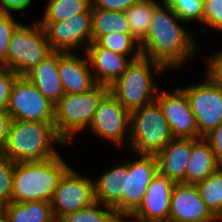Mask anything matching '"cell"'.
<instances>
[{
  "instance_id": "7a4b0ae2",
  "label": "cell",
  "mask_w": 222,
  "mask_h": 222,
  "mask_svg": "<svg viewBox=\"0 0 222 222\" xmlns=\"http://www.w3.org/2000/svg\"><path fill=\"white\" fill-rule=\"evenodd\" d=\"M55 142L66 144L54 123L11 120L1 153L13 163L44 161L59 153Z\"/></svg>"
},
{
  "instance_id": "8992f818",
  "label": "cell",
  "mask_w": 222,
  "mask_h": 222,
  "mask_svg": "<svg viewBox=\"0 0 222 222\" xmlns=\"http://www.w3.org/2000/svg\"><path fill=\"white\" fill-rule=\"evenodd\" d=\"M129 130L130 147L137 155H155L174 138L156 100L131 112Z\"/></svg>"
},
{
  "instance_id": "6da1fadb",
  "label": "cell",
  "mask_w": 222,
  "mask_h": 222,
  "mask_svg": "<svg viewBox=\"0 0 222 222\" xmlns=\"http://www.w3.org/2000/svg\"><path fill=\"white\" fill-rule=\"evenodd\" d=\"M178 21L184 22L169 5L158 3L154 7L149 29L139 42L142 56L165 69L179 68L188 57H194V34L185 30Z\"/></svg>"
},
{
  "instance_id": "4316f807",
  "label": "cell",
  "mask_w": 222,
  "mask_h": 222,
  "mask_svg": "<svg viewBox=\"0 0 222 222\" xmlns=\"http://www.w3.org/2000/svg\"><path fill=\"white\" fill-rule=\"evenodd\" d=\"M196 185L202 200L217 218L222 213V166Z\"/></svg>"
},
{
  "instance_id": "ab89813d",
  "label": "cell",
  "mask_w": 222,
  "mask_h": 222,
  "mask_svg": "<svg viewBox=\"0 0 222 222\" xmlns=\"http://www.w3.org/2000/svg\"><path fill=\"white\" fill-rule=\"evenodd\" d=\"M0 222H9L5 212L0 208Z\"/></svg>"
},
{
  "instance_id": "f1b7e54d",
  "label": "cell",
  "mask_w": 222,
  "mask_h": 222,
  "mask_svg": "<svg viewBox=\"0 0 222 222\" xmlns=\"http://www.w3.org/2000/svg\"><path fill=\"white\" fill-rule=\"evenodd\" d=\"M96 42L101 47L109 49L117 54L130 56V59L133 60L142 56L139 41H137L132 34L110 33L108 35L101 36ZM131 53H133V55Z\"/></svg>"
},
{
  "instance_id": "9a60e30c",
  "label": "cell",
  "mask_w": 222,
  "mask_h": 222,
  "mask_svg": "<svg viewBox=\"0 0 222 222\" xmlns=\"http://www.w3.org/2000/svg\"><path fill=\"white\" fill-rule=\"evenodd\" d=\"M169 220L174 222H217L202 200L196 184L175 183L171 193Z\"/></svg>"
},
{
  "instance_id": "f546056e",
  "label": "cell",
  "mask_w": 222,
  "mask_h": 222,
  "mask_svg": "<svg viewBox=\"0 0 222 222\" xmlns=\"http://www.w3.org/2000/svg\"><path fill=\"white\" fill-rule=\"evenodd\" d=\"M203 1L204 0H162L169 5L176 15L186 22L201 21L203 23Z\"/></svg>"
},
{
  "instance_id": "ffe728a7",
  "label": "cell",
  "mask_w": 222,
  "mask_h": 222,
  "mask_svg": "<svg viewBox=\"0 0 222 222\" xmlns=\"http://www.w3.org/2000/svg\"><path fill=\"white\" fill-rule=\"evenodd\" d=\"M93 182L96 202L110 206L122 218V198L125 192V177L128 174V161L108 168Z\"/></svg>"
},
{
  "instance_id": "8d00e7d4",
  "label": "cell",
  "mask_w": 222,
  "mask_h": 222,
  "mask_svg": "<svg viewBox=\"0 0 222 222\" xmlns=\"http://www.w3.org/2000/svg\"><path fill=\"white\" fill-rule=\"evenodd\" d=\"M205 138L210 142L217 160L222 164V123L214 128Z\"/></svg>"
},
{
  "instance_id": "4dcf8cb0",
  "label": "cell",
  "mask_w": 222,
  "mask_h": 222,
  "mask_svg": "<svg viewBox=\"0 0 222 222\" xmlns=\"http://www.w3.org/2000/svg\"><path fill=\"white\" fill-rule=\"evenodd\" d=\"M14 163L0 152V208L12 202Z\"/></svg>"
},
{
  "instance_id": "484cf974",
  "label": "cell",
  "mask_w": 222,
  "mask_h": 222,
  "mask_svg": "<svg viewBox=\"0 0 222 222\" xmlns=\"http://www.w3.org/2000/svg\"><path fill=\"white\" fill-rule=\"evenodd\" d=\"M92 0H49L44 16L38 22H59L75 14L87 12Z\"/></svg>"
},
{
  "instance_id": "8fae6325",
  "label": "cell",
  "mask_w": 222,
  "mask_h": 222,
  "mask_svg": "<svg viewBox=\"0 0 222 222\" xmlns=\"http://www.w3.org/2000/svg\"><path fill=\"white\" fill-rule=\"evenodd\" d=\"M39 24L45 32L52 51L73 52L83 43L88 47L92 42L91 8L64 21L39 22Z\"/></svg>"
},
{
  "instance_id": "83f0119b",
  "label": "cell",
  "mask_w": 222,
  "mask_h": 222,
  "mask_svg": "<svg viewBox=\"0 0 222 222\" xmlns=\"http://www.w3.org/2000/svg\"><path fill=\"white\" fill-rule=\"evenodd\" d=\"M119 219L112 207L94 201L83 209L64 215L57 222H117Z\"/></svg>"
},
{
  "instance_id": "d590c367",
  "label": "cell",
  "mask_w": 222,
  "mask_h": 222,
  "mask_svg": "<svg viewBox=\"0 0 222 222\" xmlns=\"http://www.w3.org/2000/svg\"><path fill=\"white\" fill-rule=\"evenodd\" d=\"M139 0H92L95 8L112 12H125Z\"/></svg>"
},
{
  "instance_id": "603a6c76",
  "label": "cell",
  "mask_w": 222,
  "mask_h": 222,
  "mask_svg": "<svg viewBox=\"0 0 222 222\" xmlns=\"http://www.w3.org/2000/svg\"><path fill=\"white\" fill-rule=\"evenodd\" d=\"M1 209L9 222H57L47 201L10 202Z\"/></svg>"
},
{
  "instance_id": "30bf717a",
  "label": "cell",
  "mask_w": 222,
  "mask_h": 222,
  "mask_svg": "<svg viewBox=\"0 0 222 222\" xmlns=\"http://www.w3.org/2000/svg\"><path fill=\"white\" fill-rule=\"evenodd\" d=\"M206 79L204 83L181 88L188 98L202 137L222 123V88L208 77Z\"/></svg>"
},
{
  "instance_id": "5bb4252c",
  "label": "cell",
  "mask_w": 222,
  "mask_h": 222,
  "mask_svg": "<svg viewBox=\"0 0 222 222\" xmlns=\"http://www.w3.org/2000/svg\"><path fill=\"white\" fill-rule=\"evenodd\" d=\"M139 159L128 161L125 192L122 198V218L129 217L142 203L154 175L158 172L154 155L139 154Z\"/></svg>"
},
{
  "instance_id": "d4e9b609",
  "label": "cell",
  "mask_w": 222,
  "mask_h": 222,
  "mask_svg": "<svg viewBox=\"0 0 222 222\" xmlns=\"http://www.w3.org/2000/svg\"><path fill=\"white\" fill-rule=\"evenodd\" d=\"M158 4L156 0H139L125 11L132 36L141 41L150 26L154 7Z\"/></svg>"
},
{
  "instance_id": "4fadbf2b",
  "label": "cell",
  "mask_w": 222,
  "mask_h": 222,
  "mask_svg": "<svg viewBox=\"0 0 222 222\" xmlns=\"http://www.w3.org/2000/svg\"><path fill=\"white\" fill-rule=\"evenodd\" d=\"M173 92V93H172ZM172 92H159L156 101L160 104L174 138L198 139L195 116L185 92L178 88Z\"/></svg>"
},
{
  "instance_id": "60d3db41",
  "label": "cell",
  "mask_w": 222,
  "mask_h": 222,
  "mask_svg": "<svg viewBox=\"0 0 222 222\" xmlns=\"http://www.w3.org/2000/svg\"><path fill=\"white\" fill-rule=\"evenodd\" d=\"M222 222V213L217 217V222Z\"/></svg>"
},
{
  "instance_id": "e575fe53",
  "label": "cell",
  "mask_w": 222,
  "mask_h": 222,
  "mask_svg": "<svg viewBox=\"0 0 222 222\" xmlns=\"http://www.w3.org/2000/svg\"><path fill=\"white\" fill-rule=\"evenodd\" d=\"M207 77L217 86L222 88V51L208 57Z\"/></svg>"
},
{
  "instance_id": "7c38bea8",
  "label": "cell",
  "mask_w": 222,
  "mask_h": 222,
  "mask_svg": "<svg viewBox=\"0 0 222 222\" xmlns=\"http://www.w3.org/2000/svg\"><path fill=\"white\" fill-rule=\"evenodd\" d=\"M130 116L131 112L108 91L99 101L89 128L93 134L122 147L126 134L129 139Z\"/></svg>"
},
{
  "instance_id": "836d02e7",
  "label": "cell",
  "mask_w": 222,
  "mask_h": 222,
  "mask_svg": "<svg viewBox=\"0 0 222 222\" xmlns=\"http://www.w3.org/2000/svg\"><path fill=\"white\" fill-rule=\"evenodd\" d=\"M20 75L0 66V110H6L13 86Z\"/></svg>"
},
{
  "instance_id": "44dd1931",
  "label": "cell",
  "mask_w": 222,
  "mask_h": 222,
  "mask_svg": "<svg viewBox=\"0 0 222 222\" xmlns=\"http://www.w3.org/2000/svg\"><path fill=\"white\" fill-rule=\"evenodd\" d=\"M59 52L53 51L25 76L54 105L64 95L58 72Z\"/></svg>"
},
{
  "instance_id": "f35d334b",
  "label": "cell",
  "mask_w": 222,
  "mask_h": 222,
  "mask_svg": "<svg viewBox=\"0 0 222 222\" xmlns=\"http://www.w3.org/2000/svg\"><path fill=\"white\" fill-rule=\"evenodd\" d=\"M11 120V116L6 110H0V152L4 147Z\"/></svg>"
},
{
  "instance_id": "b9f144b4",
  "label": "cell",
  "mask_w": 222,
  "mask_h": 222,
  "mask_svg": "<svg viewBox=\"0 0 222 222\" xmlns=\"http://www.w3.org/2000/svg\"><path fill=\"white\" fill-rule=\"evenodd\" d=\"M154 222H174V221H171V220H161V221H154Z\"/></svg>"
},
{
  "instance_id": "ac0fdd59",
  "label": "cell",
  "mask_w": 222,
  "mask_h": 222,
  "mask_svg": "<svg viewBox=\"0 0 222 222\" xmlns=\"http://www.w3.org/2000/svg\"><path fill=\"white\" fill-rule=\"evenodd\" d=\"M91 70L87 56L82 59L77 53L59 52L58 72L64 94H79L94 88L97 83Z\"/></svg>"
},
{
  "instance_id": "1f68e13d",
  "label": "cell",
  "mask_w": 222,
  "mask_h": 222,
  "mask_svg": "<svg viewBox=\"0 0 222 222\" xmlns=\"http://www.w3.org/2000/svg\"><path fill=\"white\" fill-rule=\"evenodd\" d=\"M21 23L14 20L11 13L0 12V66L7 68V51L14 31Z\"/></svg>"
},
{
  "instance_id": "d6a6232c",
  "label": "cell",
  "mask_w": 222,
  "mask_h": 222,
  "mask_svg": "<svg viewBox=\"0 0 222 222\" xmlns=\"http://www.w3.org/2000/svg\"><path fill=\"white\" fill-rule=\"evenodd\" d=\"M222 31V0L203 1V24Z\"/></svg>"
},
{
  "instance_id": "7402d4cb",
  "label": "cell",
  "mask_w": 222,
  "mask_h": 222,
  "mask_svg": "<svg viewBox=\"0 0 222 222\" xmlns=\"http://www.w3.org/2000/svg\"><path fill=\"white\" fill-rule=\"evenodd\" d=\"M221 166L210 142L205 137L192 139V152L185 171V183L197 184Z\"/></svg>"
},
{
  "instance_id": "3957f363",
  "label": "cell",
  "mask_w": 222,
  "mask_h": 222,
  "mask_svg": "<svg viewBox=\"0 0 222 222\" xmlns=\"http://www.w3.org/2000/svg\"><path fill=\"white\" fill-rule=\"evenodd\" d=\"M68 168L59 153L44 161L14 163L12 202H51L58 181Z\"/></svg>"
},
{
  "instance_id": "e0dca14e",
  "label": "cell",
  "mask_w": 222,
  "mask_h": 222,
  "mask_svg": "<svg viewBox=\"0 0 222 222\" xmlns=\"http://www.w3.org/2000/svg\"><path fill=\"white\" fill-rule=\"evenodd\" d=\"M84 50L96 83L106 86L116 81L133 60L101 47L97 42H91Z\"/></svg>"
},
{
  "instance_id": "9c48e42d",
  "label": "cell",
  "mask_w": 222,
  "mask_h": 222,
  "mask_svg": "<svg viewBox=\"0 0 222 222\" xmlns=\"http://www.w3.org/2000/svg\"><path fill=\"white\" fill-rule=\"evenodd\" d=\"M94 201L93 181L69 167L59 179L50 204L53 216L58 221L64 215L83 209Z\"/></svg>"
},
{
  "instance_id": "52a82bcc",
  "label": "cell",
  "mask_w": 222,
  "mask_h": 222,
  "mask_svg": "<svg viewBox=\"0 0 222 222\" xmlns=\"http://www.w3.org/2000/svg\"><path fill=\"white\" fill-rule=\"evenodd\" d=\"M34 26L20 24L7 51V69L26 75L53 51L38 20Z\"/></svg>"
},
{
  "instance_id": "2e32d148",
  "label": "cell",
  "mask_w": 222,
  "mask_h": 222,
  "mask_svg": "<svg viewBox=\"0 0 222 222\" xmlns=\"http://www.w3.org/2000/svg\"><path fill=\"white\" fill-rule=\"evenodd\" d=\"M175 182L157 172L150 182L140 206L129 216L134 222L169 220L171 193Z\"/></svg>"
},
{
  "instance_id": "277c9868",
  "label": "cell",
  "mask_w": 222,
  "mask_h": 222,
  "mask_svg": "<svg viewBox=\"0 0 222 222\" xmlns=\"http://www.w3.org/2000/svg\"><path fill=\"white\" fill-rule=\"evenodd\" d=\"M152 70L158 75L166 69L143 56L132 60L125 72L109 86V92L130 112L155 101L159 89Z\"/></svg>"
},
{
  "instance_id": "ba28073f",
  "label": "cell",
  "mask_w": 222,
  "mask_h": 222,
  "mask_svg": "<svg viewBox=\"0 0 222 222\" xmlns=\"http://www.w3.org/2000/svg\"><path fill=\"white\" fill-rule=\"evenodd\" d=\"M54 107L25 75H20L13 86L6 111L12 120L54 123Z\"/></svg>"
},
{
  "instance_id": "74e56055",
  "label": "cell",
  "mask_w": 222,
  "mask_h": 222,
  "mask_svg": "<svg viewBox=\"0 0 222 222\" xmlns=\"http://www.w3.org/2000/svg\"><path fill=\"white\" fill-rule=\"evenodd\" d=\"M32 0H0V12L24 11L30 6Z\"/></svg>"
},
{
  "instance_id": "d6986e66",
  "label": "cell",
  "mask_w": 222,
  "mask_h": 222,
  "mask_svg": "<svg viewBox=\"0 0 222 222\" xmlns=\"http://www.w3.org/2000/svg\"><path fill=\"white\" fill-rule=\"evenodd\" d=\"M192 152V138H173L154 156L158 172L175 183H185V171Z\"/></svg>"
},
{
  "instance_id": "7bdbcfd3",
  "label": "cell",
  "mask_w": 222,
  "mask_h": 222,
  "mask_svg": "<svg viewBox=\"0 0 222 222\" xmlns=\"http://www.w3.org/2000/svg\"><path fill=\"white\" fill-rule=\"evenodd\" d=\"M117 222H127L124 220V218H120Z\"/></svg>"
},
{
  "instance_id": "5b68a950",
  "label": "cell",
  "mask_w": 222,
  "mask_h": 222,
  "mask_svg": "<svg viewBox=\"0 0 222 222\" xmlns=\"http://www.w3.org/2000/svg\"><path fill=\"white\" fill-rule=\"evenodd\" d=\"M109 91V86L97 84L87 92L64 94L54 107V126L66 144L74 135L89 127L99 101Z\"/></svg>"
},
{
  "instance_id": "cb8c5ba5",
  "label": "cell",
  "mask_w": 222,
  "mask_h": 222,
  "mask_svg": "<svg viewBox=\"0 0 222 222\" xmlns=\"http://www.w3.org/2000/svg\"><path fill=\"white\" fill-rule=\"evenodd\" d=\"M92 42L112 33L131 34L125 12H112L91 6Z\"/></svg>"
}]
</instances>
